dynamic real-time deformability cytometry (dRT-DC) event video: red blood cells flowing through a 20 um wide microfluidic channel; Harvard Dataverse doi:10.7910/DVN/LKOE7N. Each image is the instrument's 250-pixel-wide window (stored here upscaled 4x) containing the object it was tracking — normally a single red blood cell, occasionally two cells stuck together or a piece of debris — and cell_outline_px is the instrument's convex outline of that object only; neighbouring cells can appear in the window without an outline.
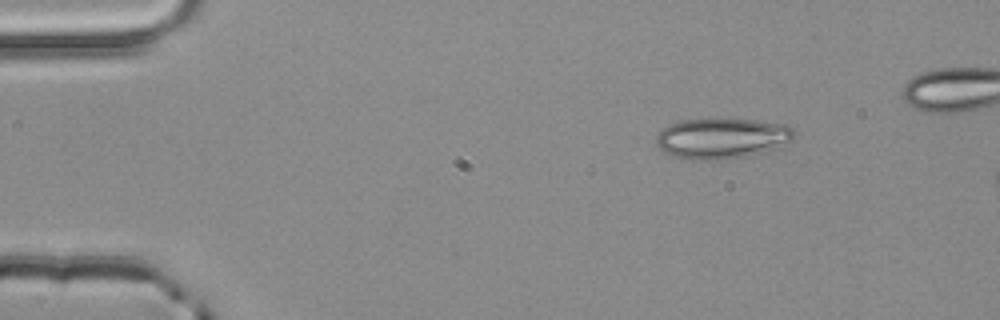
{"species": "common noctule bat (a hibernating species)", "species_latin": "Nyctalus noctula", "temperature_condition": "room temperature", "stored_images_in_passage": 4, "camera_frame_rate_fps": 3000, "um_per_image_px": 0.085, "animal": {"sex": "male", "body_mass_g": 20.4}, "frame": {"image": 1, "passage_image": 1, "time_ms": 0.0, "image_size_px": [1000, 320], "cell_outline_px": [[796, 136], [792, 140], [776, 148], [764, 152], [724, 160], [684, 160], [672, 156], [664, 152], [656, 144], [656, 136], [664, 128], [680, 120], [756, 120], [788, 124], [796, 132]], "centroid_in_image_um": [61.38, 11.78], "position_along_channel_um": 23.6, "area_um2": 32.66}}